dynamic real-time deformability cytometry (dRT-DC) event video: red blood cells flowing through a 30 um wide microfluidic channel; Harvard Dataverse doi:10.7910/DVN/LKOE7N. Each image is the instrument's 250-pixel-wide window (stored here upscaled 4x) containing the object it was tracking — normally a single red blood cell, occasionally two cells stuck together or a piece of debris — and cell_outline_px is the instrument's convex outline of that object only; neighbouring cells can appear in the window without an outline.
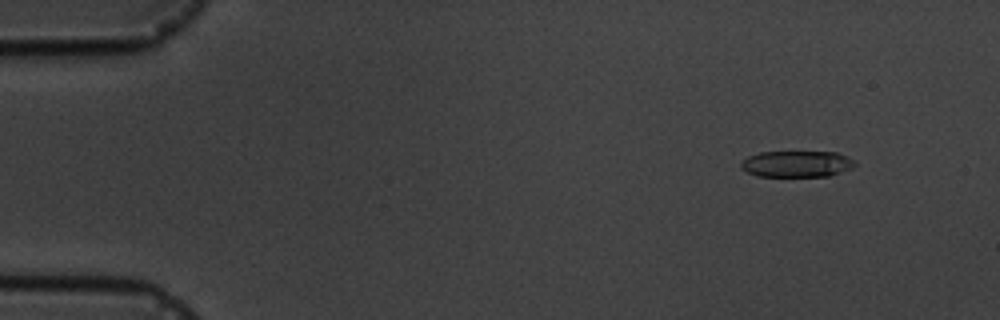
{"species": "common noctule bat (a hibernating species)", "species_latin": "Nyctalus noctula", "temperature_condition": "cold", "stored_images_in_passage": 4, "camera_frame_rate_fps": 3000, "um_per_image_px": 0.085, "animal": {"sex": "male", "body_mass_g": 19.5, "forearm_length_mm": 54.6}, "frame": {"image": 1, "passage_image": 2, "time_ms": 1.0, "image_size_px": [1000, 320], "cell_outline_px": [[856, 164], [852, 168], [828, 176], [756, 176], [740, 168], [740, 164], [748, 156], [760, 152], [836, 152], [848, 156], [856, 160]], "centroid_in_image_um": [67.75, 13.93], "position_along_channel_um": 17.3, "area_um2": 17.51}}
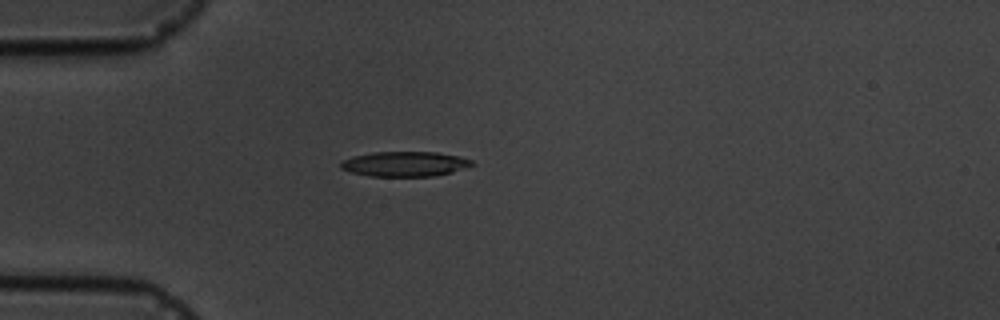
{"frame": {"image": 2, "passage_image": 4, "time_ms": 4.333, "image_size_px": [1000, 320], "cell_outline_px": [[476, 164], [452, 172], [432, 176], [368, 176], [352, 172], [340, 168], [340, 160], [352, 156], [372, 152], [436, 152], [460, 156], [472, 160]], "centroid_in_image_um": [34.39, 13.93], "position_along_channel_um": 50.6, "area_um2": 19.19}}